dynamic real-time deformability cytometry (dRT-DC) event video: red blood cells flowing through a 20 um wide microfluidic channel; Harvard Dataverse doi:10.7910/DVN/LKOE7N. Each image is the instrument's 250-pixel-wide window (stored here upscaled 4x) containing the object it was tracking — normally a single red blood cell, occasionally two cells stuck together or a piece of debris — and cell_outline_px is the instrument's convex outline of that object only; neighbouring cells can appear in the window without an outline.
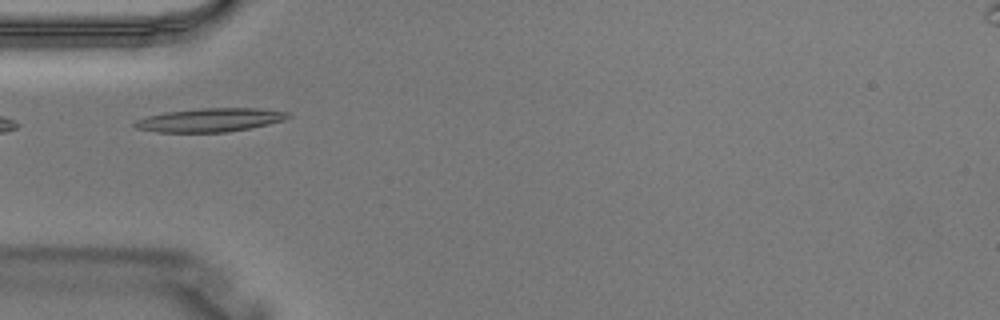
{"species": "Egyptian fruit bat (a non-hibernating species)", "species_latin": "Rousettus aegyptiacus", "temperature_condition": "warm", "stored_images_in_passage": 3, "camera_frame_rate_fps": 3000, "um_per_image_px": 0.085, "animal": {"sex": "male"}, "frame": {"image": 1, "passage_image": 3, "time_ms": 0.667, "image_size_px": [1000, 320], "cell_outline_px": [[292, 116], [284, 120], [268, 124], [248, 128], [224, 132], [156, 132], [136, 128], [132, 124], [136, 120], [148, 116], [168, 112], [204, 108], [260, 108], [288, 112]], "centroid_in_image_um": [17.87, 10.2], "position_along_channel_um": 67.1, "area_um2": 20.87}}